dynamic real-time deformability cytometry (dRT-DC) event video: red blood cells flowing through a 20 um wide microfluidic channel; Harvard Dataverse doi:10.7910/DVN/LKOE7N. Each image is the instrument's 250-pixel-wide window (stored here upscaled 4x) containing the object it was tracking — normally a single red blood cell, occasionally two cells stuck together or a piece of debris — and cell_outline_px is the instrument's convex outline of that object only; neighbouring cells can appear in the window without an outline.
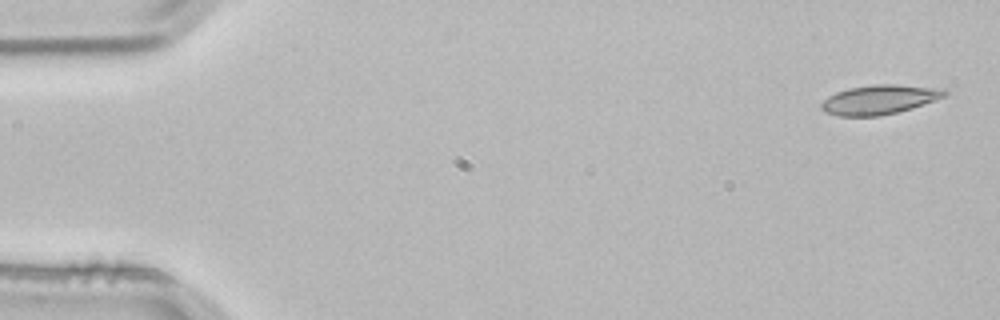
{"species": "common noctule bat (a hibernating species)", "species_latin": "Nyctalus noctula", "temperature_condition": "room temperature", "stored_images_in_passage": 3, "camera_frame_rate_fps": 3000, "um_per_image_px": 0.085, "animal": {"sex": "male", "body_mass_g": 21.5, "forearm_length_mm": 52.0}, "frame": {"image": 1, "passage_image": 1, "time_ms": 0.0, "image_size_px": [1000, 320], "cell_outline_px": [[948, 96], [912, 108], [880, 116], [840, 116], [824, 112], [820, 108], [820, 104], [828, 96], [836, 92], [848, 88], [872, 84], [896, 84], [944, 88], [948, 92]], "centroid_in_image_um": [74.77, 8.45], "position_along_channel_um": 10.2, "area_um2": 21.39}}